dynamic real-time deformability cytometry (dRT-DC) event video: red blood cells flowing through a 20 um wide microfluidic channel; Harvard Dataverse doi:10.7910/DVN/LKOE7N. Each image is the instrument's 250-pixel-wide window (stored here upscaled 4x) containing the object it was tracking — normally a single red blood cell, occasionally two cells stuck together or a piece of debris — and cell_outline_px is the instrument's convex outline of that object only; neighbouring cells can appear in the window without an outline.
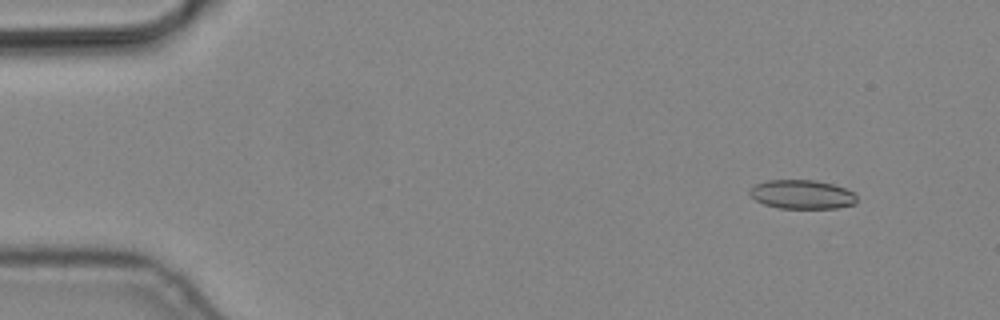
{"species": "common noctule bat (a hibernating species)", "species_latin": "Nyctalus noctula", "temperature_condition": "cold", "stored_images_in_passage": 5, "camera_frame_rate_fps": 3000, "um_per_image_px": 0.085, "animal": {"sex": "male", "body_mass_g": 19.2, "forearm_length_mm": 51.8}, "frame": {"image": 1, "passage_image": 2, "time_ms": 0.333, "image_size_px": [1000, 320], "cell_outline_px": [[856, 204], [836, 208], [780, 208], [764, 204], [756, 200], [748, 192], [756, 184], [768, 180], [816, 180], [832, 184], [844, 188], [852, 192], [856, 196]], "centroid_in_image_um": [68.18, 16.53], "position_along_channel_um": 16.8, "area_um2": 17.92}}
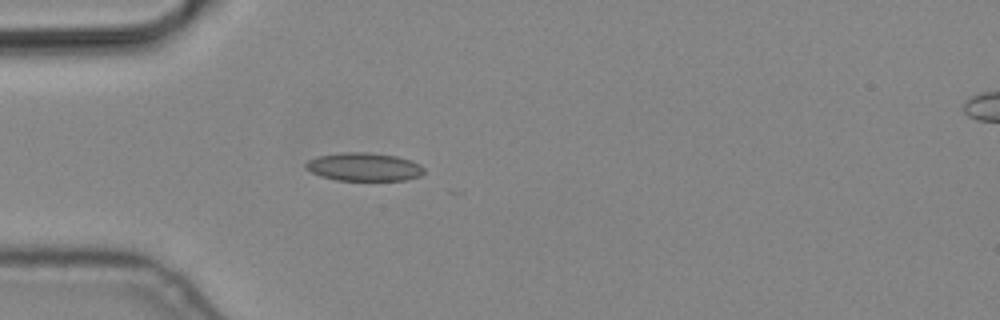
{"frame": {"image": 2, "passage_image": 5, "time_ms": 1.333, "image_size_px": [1000, 320], "cell_outline_px": [[424, 172], [420, 176], [404, 180], [336, 180], [320, 176], [304, 168], [304, 164], [308, 160], [320, 156], [340, 152], [368, 152], [396, 156], [412, 160], [420, 164], [424, 168]], "centroid_in_image_um": [30.94, 14.18], "position_along_channel_um": 54.1, "area_um2": 19.54}}